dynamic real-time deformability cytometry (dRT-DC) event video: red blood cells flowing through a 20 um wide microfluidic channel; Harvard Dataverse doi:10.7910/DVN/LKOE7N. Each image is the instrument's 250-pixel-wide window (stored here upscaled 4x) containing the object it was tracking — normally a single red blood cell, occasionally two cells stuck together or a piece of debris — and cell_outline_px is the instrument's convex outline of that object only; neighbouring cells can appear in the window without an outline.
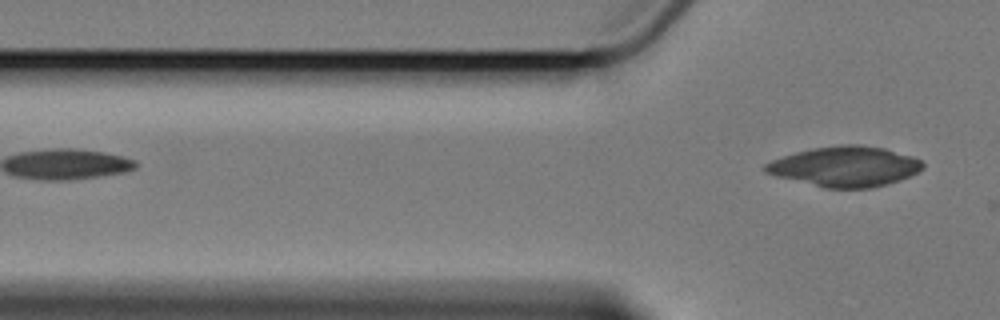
{"species": "Egyptian fruit bat (a non-hibernating species)", "species_latin": "Rousettus aegyptiacus", "temperature_condition": "cold", "stored_images_in_passage": 2, "camera_frame_rate_fps": 3000, "um_per_image_px": 0.085, "animal": {"sex": "female"}, "frame": {"image": 1, "passage_image": 2, "time_ms": 1.333, "image_size_px": [1000, 320], "cell_outline_px": [[924, 168], [920, 172], [900, 180], [888, 184], [872, 188], [824, 188], [776, 176], [764, 172], [764, 164], [772, 160], [796, 152], [816, 148], [844, 144], [856, 144], [884, 148], [912, 156], [920, 160], [924, 164]], "centroid_in_image_um": [71.86, 14.16], "position_along_channel_um": 53.9, "area_um2": 36.82}}